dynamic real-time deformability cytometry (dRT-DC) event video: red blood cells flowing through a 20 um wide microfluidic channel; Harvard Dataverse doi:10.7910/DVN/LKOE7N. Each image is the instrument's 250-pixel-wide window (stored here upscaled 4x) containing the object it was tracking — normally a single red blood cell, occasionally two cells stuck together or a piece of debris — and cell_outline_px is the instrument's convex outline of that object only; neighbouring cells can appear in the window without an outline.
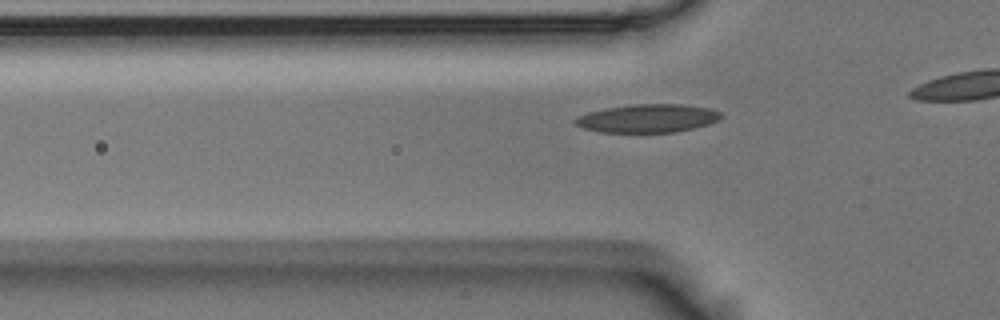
{"species": "Egyptian fruit bat (a non-hibernating species)", "species_latin": "Rousettus aegyptiacus", "temperature_condition": "room temperature", "stored_images_in_passage": 18, "camera_frame_rate_fps": 3000, "um_per_image_px": 0.085, "animal": {"sex": "male"}, "frame": {"image": 1, "passage_image": 12, "time_ms": 3.667, "image_size_px": [1000, 320], "cell_outline_px": [[724, 116], [708, 124], [676, 132], [600, 132], [584, 128], [576, 124], [572, 120], [576, 116], [588, 112], [604, 108], [632, 104], [680, 104], [708, 108], [720, 112]], "centroid_in_image_um": [55.01, 10.05], "position_along_channel_um": 70.8, "area_um2": 23.99}}
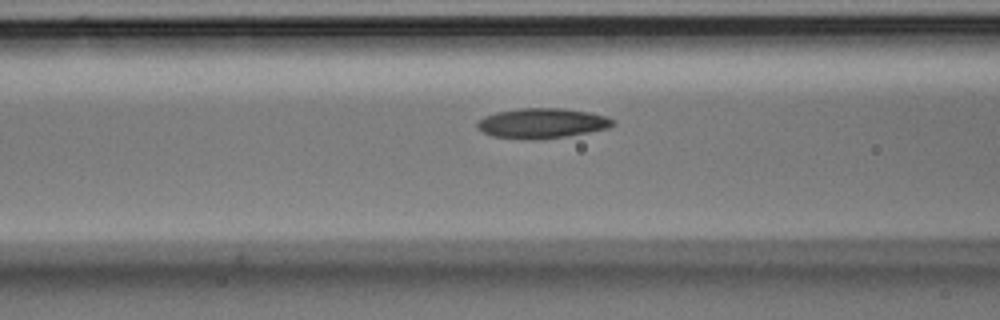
{"frame": {"image": 2, "passage_image": 16, "time_ms": 5.0, "image_size_px": [1000, 320], "cell_outline_px": [[616, 124], [608, 128], [588, 132], [564, 136], [536, 140], [524, 140], [492, 136], [476, 128], [476, 124], [484, 116], [496, 112], [520, 108], [560, 108], [588, 112], [608, 116], [616, 120]], "centroid_in_image_um": [46.07, 10.48], "position_along_channel_um": 120.5, "area_um2": 23.87}}